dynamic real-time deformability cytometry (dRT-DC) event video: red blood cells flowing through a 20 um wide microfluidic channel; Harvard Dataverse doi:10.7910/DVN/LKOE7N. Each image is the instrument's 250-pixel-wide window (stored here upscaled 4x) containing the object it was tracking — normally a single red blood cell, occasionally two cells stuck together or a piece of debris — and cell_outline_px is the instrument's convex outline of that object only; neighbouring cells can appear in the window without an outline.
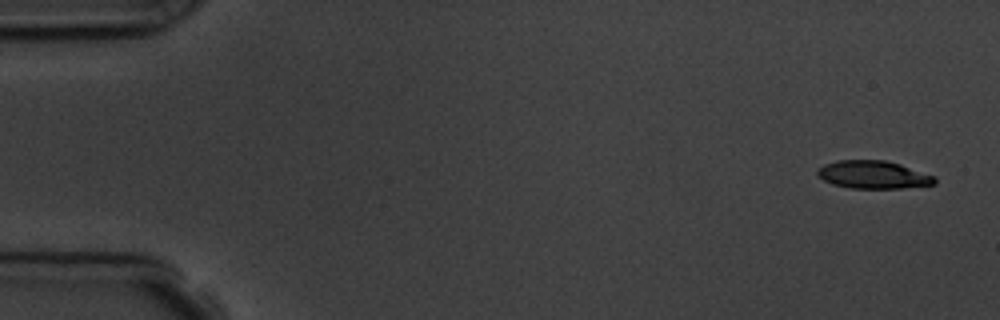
{"species": "common noctule bat (a hibernating species)", "species_latin": "Nyctalus noctula", "temperature_condition": "room temperature", "stored_images_in_passage": 5, "camera_frame_rate_fps": 3000, "um_per_image_px": 0.085, "animal": {"sex": "male", "body_mass_g": 19.5, "forearm_length_mm": 54.6}, "frame": {"image": 1, "passage_image": 1, "time_ms": 0.0, "image_size_px": [1000, 320], "cell_outline_px": [[936, 184], [900, 188], [848, 188], [832, 184], [824, 180], [816, 172], [816, 168], [824, 164], [836, 160], [884, 160], [900, 164], [936, 176]], "centroid_in_image_um": [74.22, 14.84], "position_along_channel_um": 10.8, "area_um2": 19.13}}
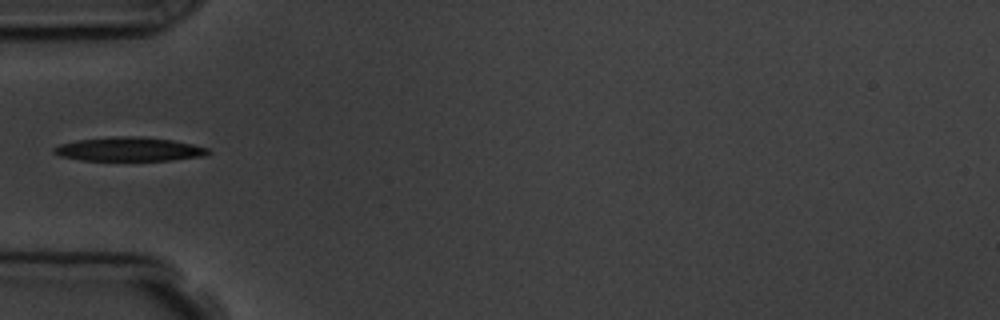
{"frame": {"image": 2, "passage_image": 5, "time_ms": 5.333, "image_size_px": [1000, 320], "cell_outline_px": [[212, 152], [208, 156], [172, 160], [80, 160], [60, 156], [52, 152], [52, 148], [60, 144], [76, 140], [112, 136], [144, 136], [172, 140], [192, 144], [208, 148]], "centroid_in_image_um": [11.0, 12.68], "position_along_channel_um": 74.0, "area_um2": 21.79}}